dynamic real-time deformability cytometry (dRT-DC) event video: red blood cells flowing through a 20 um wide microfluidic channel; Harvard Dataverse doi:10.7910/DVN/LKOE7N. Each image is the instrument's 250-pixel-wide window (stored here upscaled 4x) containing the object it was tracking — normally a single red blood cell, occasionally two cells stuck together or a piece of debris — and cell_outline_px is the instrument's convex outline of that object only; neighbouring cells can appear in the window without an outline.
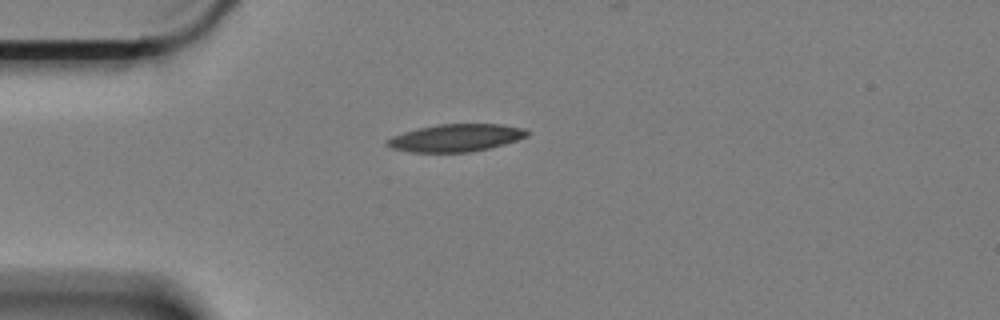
{"species": "Egyptian fruit bat (a non-hibernating species)", "species_latin": "Rousettus aegyptiacus", "temperature_condition": "cold", "stored_images_in_passage": 51, "camera_frame_rate_fps": 3000, "um_per_image_px": 0.085, "animal": {"sex": "female"}, "frame": {"image": 1, "passage_image": 6, "time_ms": 1.667, "image_size_px": [1000, 320], "cell_outline_px": [[528, 136], [504, 144], [488, 148], [468, 152], [408, 152], [388, 148], [384, 144], [384, 140], [392, 136], [404, 132], [420, 128], [440, 124], [500, 124], [524, 128], [528, 132]], "centroid_in_image_um": [38.68, 11.72], "position_along_channel_um": 46.3, "area_um2": 22.43}}
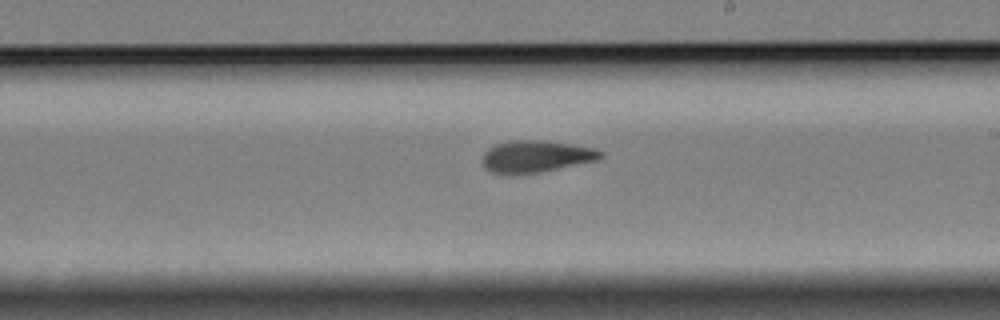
{"frame": {"image": 2, "passage_image": 25, "time_ms": 8.0, "image_size_px": [1000, 320], "cell_outline_px": [[604, 156], [600, 160], [520, 176], [504, 176], [492, 172], [484, 168], [480, 160], [484, 152], [488, 148], [496, 144], [512, 140], [536, 140], [572, 144], [592, 148], [604, 152]], "centroid_in_image_um": [45.5, 13.34], "position_along_channel_um": 243.5, "area_um2": 22.66}}
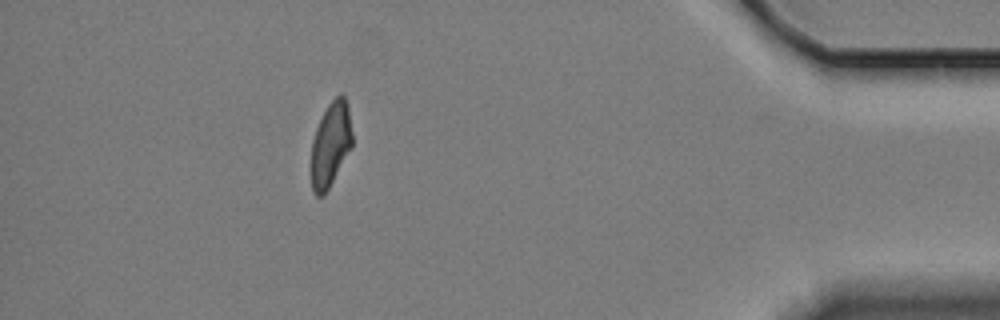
{"frame": {"image": 3, "passage_image": 44, "time_ms": 14.333, "image_size_px": [1000, 320], "cell_outline_px": [[352, 148], [324, 196], [316, 196], [312, 192], [312, 140], [316, 128], [328, 104], [340, 92], [344, 96], [348, 104], [352, 132]], "centroid_in_image_um": [28.12, 12.27], "position_along_channel_um": 407.1, "area_um2": 20.29}, "authors_computed_cell_mechanics": {"area_um2": 22.0218, "velocity_mm_per_s": 3.3533, "shape_relaxation_time_tau1_ms": null, "shape_relaxation_time_tau2_ms": 3.8536, "deformation_change_tau1": null, "deformation_change_tau2": 0.1142}}